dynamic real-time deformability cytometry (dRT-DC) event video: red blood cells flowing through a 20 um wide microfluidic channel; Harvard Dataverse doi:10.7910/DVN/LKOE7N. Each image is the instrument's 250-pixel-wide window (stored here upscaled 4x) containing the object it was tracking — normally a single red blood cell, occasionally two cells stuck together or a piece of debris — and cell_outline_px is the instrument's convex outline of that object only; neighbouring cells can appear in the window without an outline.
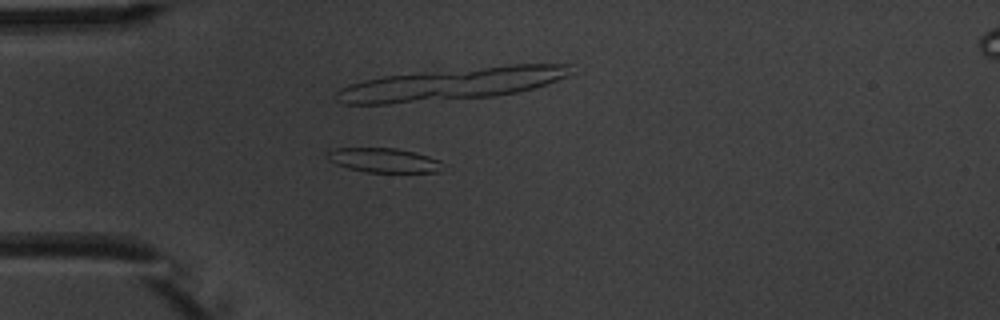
{"species": "common noctule bat (a hibernating species)", "species_latin": "Nyctalus noctula", "temperature_condition": "warm", "stored_images_in_passage": 5, "camera_frame_rate_fps": 3000, "um_per_image_px": 0.085, "animal": {"sex": "male", "body_mass_g": 20.1, "forearm_length_mm": 53.5}, "frame": {"image": 1, "passage_image": 4, "time_ms": 3.333, "image_size_px": [1000, 320], "cell_outline_px": [[440, 172], [364, 172], [348, 168], [336, 164], [328, 160], [324, 156], [324, 152], [332, 148], [396, 148], [416, 152], [440, 160]], "centroid_in_image_um": [32.53, 13.61], "position_along_channel_um": 52.5, "area_um2": 16.59}}